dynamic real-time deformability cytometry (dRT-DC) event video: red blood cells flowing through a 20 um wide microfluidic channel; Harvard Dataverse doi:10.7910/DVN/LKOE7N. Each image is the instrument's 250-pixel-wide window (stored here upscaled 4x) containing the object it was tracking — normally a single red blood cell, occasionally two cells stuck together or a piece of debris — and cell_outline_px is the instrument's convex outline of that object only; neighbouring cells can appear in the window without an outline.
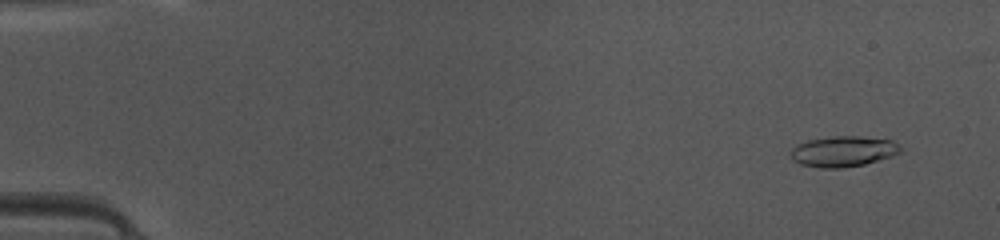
{"species": "common noctule bat (a hibernating species)", "species_latin": "Nyctalus noctula", "temperature_condition": "warm", "stored_images_in_passage": 48, "camera_frame_rate_fps": 3000, "um_per_image_px": 0.085, "animal": {"sex": "female", "body_mass_g": 10.0, "forearm_length_mm": 53.1}, "frame": {"image": 1, "passage_image": 4, "time_ms": 1.0, "image_size_px": [1000, 240], "cell_outline_px": [[900, 152], [892, 156], [864, 164], [840, 168], [820, 168], [800, 164], [792, 160], [792, 148], [808, 140], [832, 136], [860, 136], [892, 140], [900, 148]], "centroid_in_image_um": [71.66, 12.87], "position_along_channel_um": 13.3, "area_um2": 19.36}}
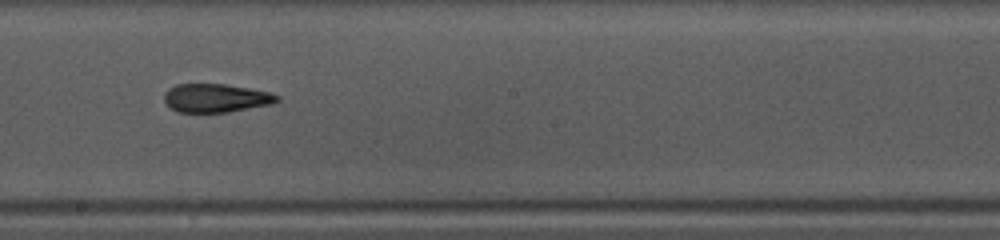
{"frame": {"image": 2, "passage_image": 28, "time_ms": 9.0, "image_size_px": [1000, 240], "cell_outline_px": [[280, 100], [272, 104], [228, 112], [176, 112], [164, 100], [164, 92], [168, 88], [176, 84], [224, 84], [272, 92], [280, 96]], "centroid_in_image_um": [18.37, 8.33], "position_along_channel_um": 229.8, "area_um2": 18.84}}
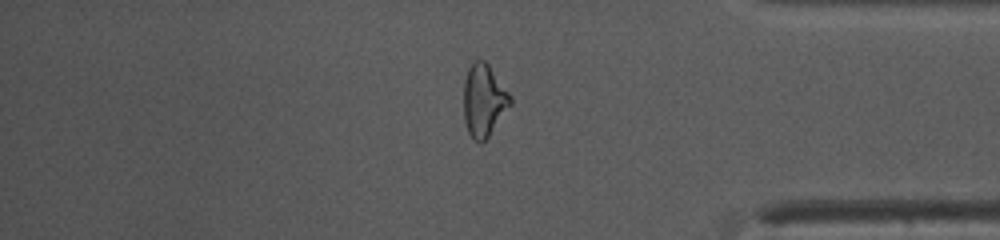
{"frame": {"image": 3, "passage_image": 41, "time_ms": 13.333, "image_size_px": [1000, 240], "cell_outline_px": [[512, 104], [488, 136], [480, 144], [472, 140], [468, 132], [464, 120], [464, 80], [468, 68], [472, 60], [484, 60], [488, 64], [512, 96]], "centroid_in_image_um": [41.12, 8.53], "position_along_channel_um": 394.1, "area_um2": 19.83}, "authors_computed_cell_mechanics": {"area_um2": 19.2763, "velocity_mm_per_s": 4.1835, "shape_relaxation_time_tau1_ms": null, "shape_relaxation_time_tau2_ms": 2.7497, "deformation_change_tau1": null, "deformation_change_tau2": 0.1259}}